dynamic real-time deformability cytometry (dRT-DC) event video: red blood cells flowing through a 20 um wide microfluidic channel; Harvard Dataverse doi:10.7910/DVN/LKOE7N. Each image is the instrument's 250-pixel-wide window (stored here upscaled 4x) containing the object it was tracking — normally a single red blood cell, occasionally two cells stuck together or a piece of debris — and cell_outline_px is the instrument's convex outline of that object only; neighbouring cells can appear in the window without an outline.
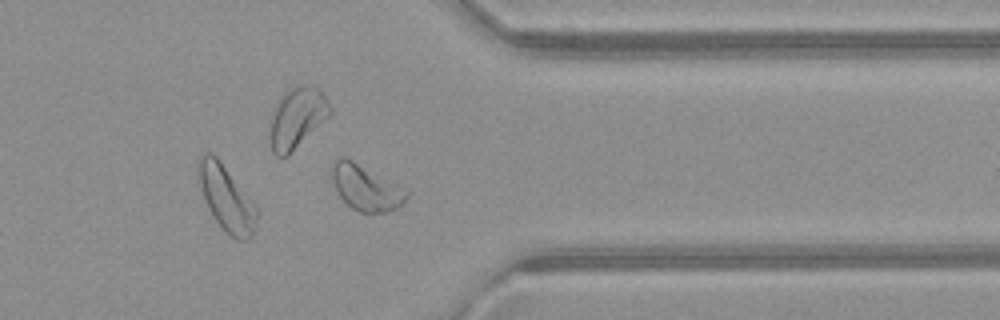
{"species": "common noctule bat (a hibernating species)", "species_latin": "Nyctalus noctula", "temperature_condition": "warm", "stored_images_in_passage": 35, "camera_frame_rate_fps": 3000, "um_per_image_px": 0.085, "animal": {"sex": "female", "body_mass_g": 21.9}, "frame": {"image": 1, "passage_image": 25, "time_ms": 8.0, "image_size_px": [1000, 320], "cell_outline_px": [[408, 196], [396, 208], [388, 212], [360, 212], [352, 208], [340, 196], [332, 180], [332, 160], [340, 156], [344, 156], [352, 160], [408, 192]], "centroid_in_image_um": [31.03, 15.94], "position_along_channel_um": 380.4, "area_um2": 19.07}}